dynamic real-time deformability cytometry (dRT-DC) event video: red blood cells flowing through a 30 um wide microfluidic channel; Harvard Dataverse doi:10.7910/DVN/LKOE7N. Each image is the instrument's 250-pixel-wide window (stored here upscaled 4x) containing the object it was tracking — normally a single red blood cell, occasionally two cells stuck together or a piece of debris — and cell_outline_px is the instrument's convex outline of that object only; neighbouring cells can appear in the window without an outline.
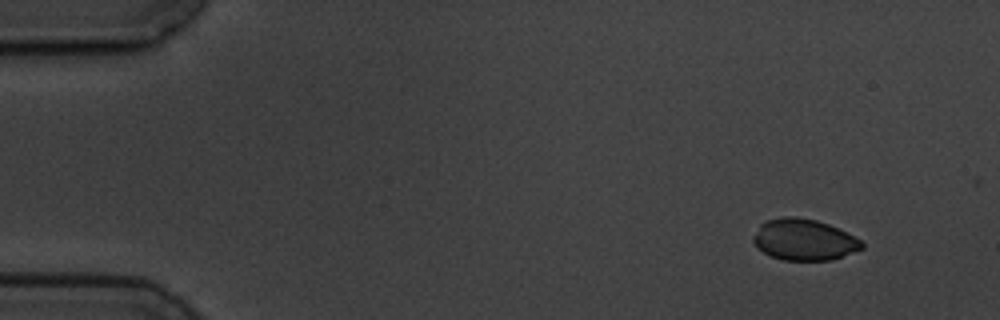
{"species": "common noctule bat (a hibernating species)", "species_latin": "Nyctalus noctula", "temperature_condition": "cold", "stored_images_in_passage": 4, "camera_frame_rate_fps": 3000, "um_per_image_px": 0.085, "animal": {"sex": "male", "body_mass_g": 19.5, "forearm_length_mm": 54.6}, "frame": {"image": 1, "passage_image": 1, "time_ms": 0.0, "image_size_px": [1000, 320], "cell_outline_px": [[864, 248], [832, 260], [784, 260], [772, 256], [756, 248], [752, 240], [752, 236], [760, 224], [768, 220], [784, 216], [796, 216], [816, 220], [828, 224], [860, 240], [864, 244]], "centroid_in_image_um": [68.3, 20.37], "position_along_channel_um": 16.7, "area_um2": 26.01}}
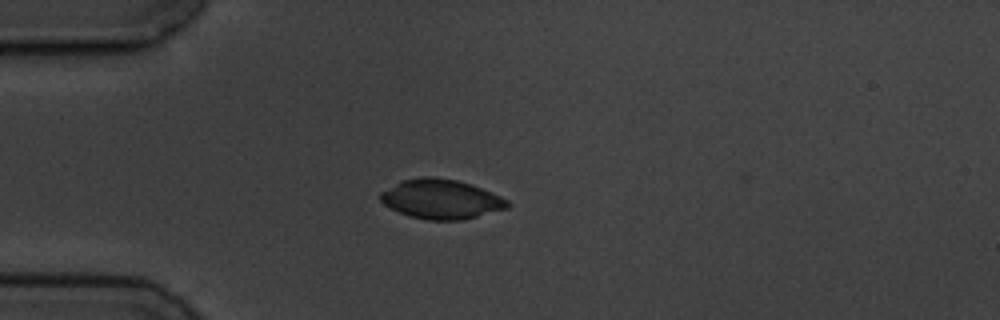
{"frame": {"image": 2, "passage_image": 4, "time_ms": 3.333, "image_size_px": [1000, 320], "cell_outline_px": [[512, 204], [508, 208], [464, 220], [428, 220], [408, 216], [384, 204], [380, 200], [380, 192], [400, 180], [420, 176], [432, 176], [456, 180], [472, 184], [500, 196], [508, 200]], "centroid_in_image_um": [37.5, 16.92], "position_along_channel_um": 47.5, "area_um2": 29.48}}